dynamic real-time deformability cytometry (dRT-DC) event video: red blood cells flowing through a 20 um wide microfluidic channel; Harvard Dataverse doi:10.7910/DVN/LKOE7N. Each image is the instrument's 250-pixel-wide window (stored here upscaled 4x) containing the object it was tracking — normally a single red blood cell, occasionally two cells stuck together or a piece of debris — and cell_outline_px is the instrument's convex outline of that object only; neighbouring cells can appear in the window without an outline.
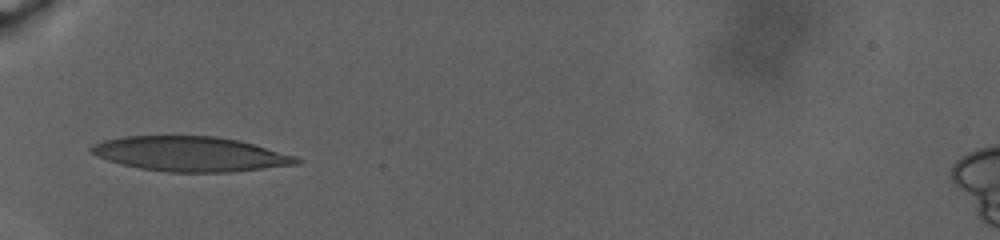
{"species": "human", "species_latin": "Homo sapiens", "temperature_condition": "warm", "stored_images_in_passage": 33, "camera_frame_rate_fps": 3000, "um_per_image_px": 0.085, "donor": {"sex": "male"}, "frame": {"image": 1, "passage_image": 1, "time_ms": 0.0, "image_size_px": [1000, 240], "cell_outline_px": [[304, 160], [300, 164], [232, 172], [168, 172], [140, 168], [120, 164], [96, 156], [88, 152], [88, 148], [92, 144], [104, 140], [120, 136], [216, 136], [240, 140], [296, 156]], "centroid_in_image_um": [16.17, 13.08], "position_along_channel_um": 68.8, "area_um2": 42.02}}
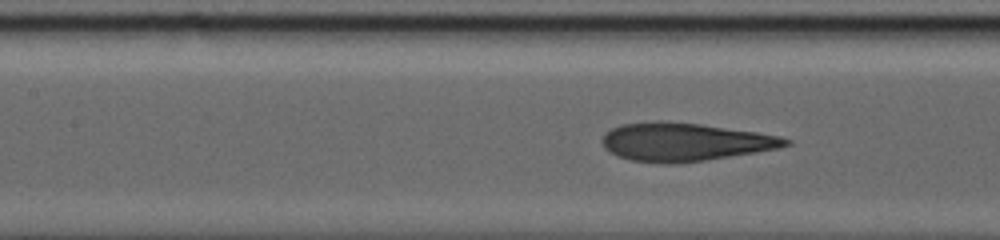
{"frame": {"image": 2, "passage_image": 24, "time_ms": 3.667, "image_size_px": [1000, 240], "cell_outline_px": [[792, 144], [780, 148], [756, 152], [704, 160], [672, 164], [664, 164], [632, 160], [616, 156], [604, 148], [600, 140], [604, 132], [620, 124], [656, 120], [668, 120], [700, 124], [756, 132], [780, 136], [792, 140]], "centroid_in_image_um": [58.15, 12.05], "position_along_channel_um": 149.2, "area_um2": 41.21}}
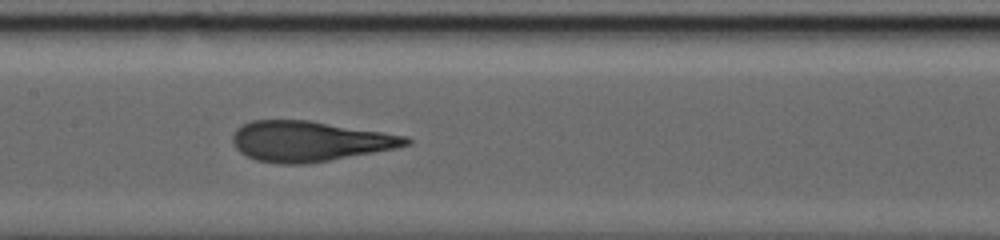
{"frame": {"image": 3, "passage_image": 32, "time_ms": 5.0, "image_size_px": [1000, 240], "cell_outline_px": [[412, 144], [396, 148], [328, 160], [304, 164], [280, 164], [256, 160], [240, 152], [232, 144], [232, 136], [236, 128], [252, 120], [308, 120], [408, 136], [412, 140]], "centroid_in_image_um": [26.29, 12.0], "position_along_channel_um": 181.1, "area_um2": 40.58}}